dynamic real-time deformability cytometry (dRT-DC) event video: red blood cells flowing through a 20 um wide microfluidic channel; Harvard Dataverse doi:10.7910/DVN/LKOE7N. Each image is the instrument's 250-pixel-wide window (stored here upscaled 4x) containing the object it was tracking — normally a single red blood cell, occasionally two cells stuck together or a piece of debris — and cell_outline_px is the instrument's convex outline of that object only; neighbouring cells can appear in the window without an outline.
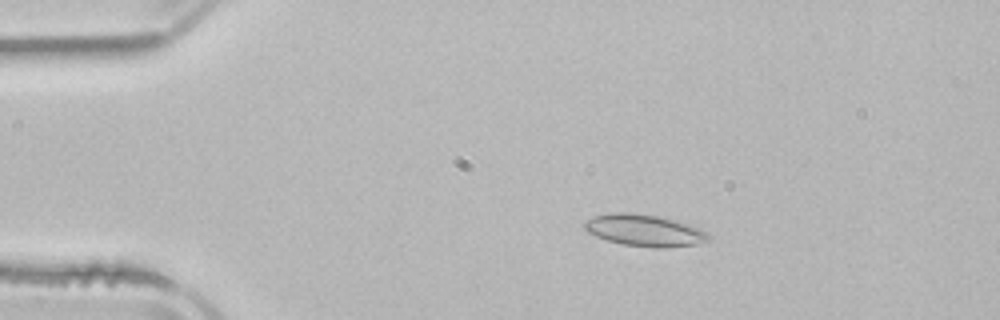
{"species": "common noctule bat (a hibernating species)", "species_latin": "Nyctalus noctula", "temperature_condition": "room temperature", "stored_images_in_passage": 4, "camera_frame_rate_fps": 3000, "um_per_image_px": 0.085, "animal": {"sex": "male", "body_mass_g": 21.5, "forearm_length_mm": 52.0}, "frame": {"image": 1, "passage_image": 3, "time_ms": 3.0, "image_size_px": [1000, 320], "cell_outline_px": [[708, 240], [696, 244], [664, 248], [656, 248], [624, 244], [608, 240], [596, 236], [588, 232], [584, 228], [584, 220], [596, 216], [612, 212], [628, 212], [656, 216], [672, 220], [708, 232]], "centroid_in_image_um": [54.72, 19.58], "position_along_channel_um": 30.3, "area_um2": 22.43}}